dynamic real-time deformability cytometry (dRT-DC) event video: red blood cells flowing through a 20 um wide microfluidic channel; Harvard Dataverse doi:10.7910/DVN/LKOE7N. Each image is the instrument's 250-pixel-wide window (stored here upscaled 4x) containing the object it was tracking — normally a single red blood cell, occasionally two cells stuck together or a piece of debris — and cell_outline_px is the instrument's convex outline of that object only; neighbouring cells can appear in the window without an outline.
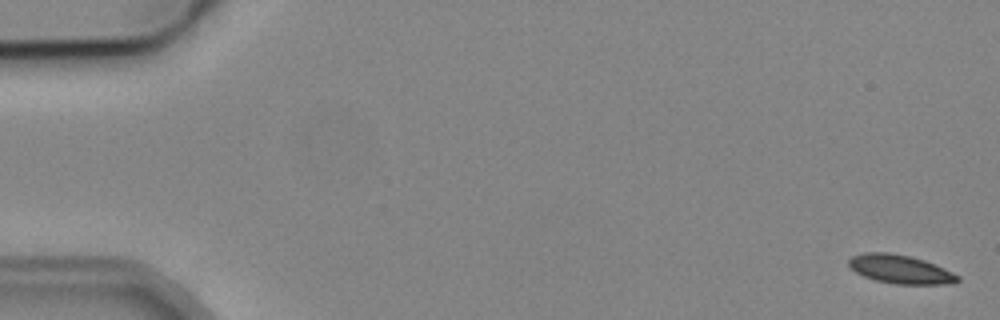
{"species": "common noctule bat (a hibernating species)", "species_latin": "Nyctalus noctula", "temperature_condition": "cold", "stored_images_in_passage": 6, "camera_frame_rate_fps": 3000, "um_per_image_px": 0.085, "animal": {"sex": "male", "body_mass_g": 19.2, "forearm_length_mm": 51.8}, "frame": {"image": 1, "passage_image": 1, "time_ms": 0.0, "image_size_px": [1000, 320], "cell_outline_px": [[960, 280], [956, 284], [896, 284], [876, 280], [864, 276], [856, 272], [848, 264], [848, 260], [852, 256], [864, 252], [888, 252], [908, 256], [924, 260], [944, 268], [960, 276]], "centroid_in_image_um": [76.55, 22.89], "position_along_channel_um": 8.4, "area_um2": 18.15}}
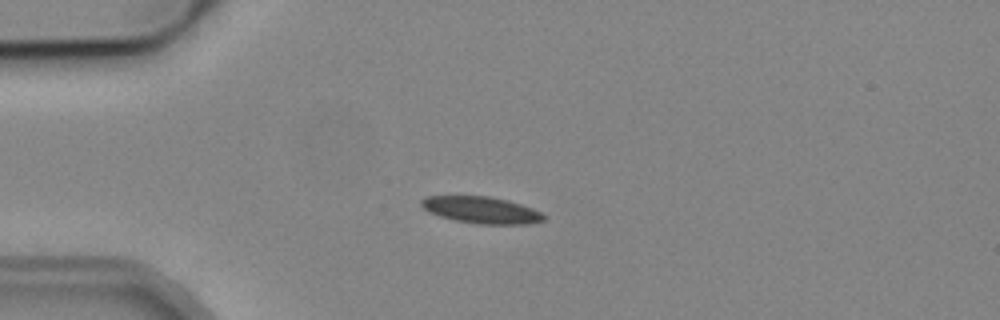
{"frame": {"image": 2, "passage_image": 4, "time_ms": 4.333, "image_size_px": [1000, 320], "cell_outline_px": [[544, 220], [528, 224], [480, 224], [456, 220], [440, 216], [428, 212], [420, 204], [420, 200], [428, 196], [488, 196], [508, 200], [532, 208], [540, 212], [544, 216]], "centroid_in_image_um": [40.9, 17.84], "position_along_channel_um": 44.1, "area_um2": 18.9}}